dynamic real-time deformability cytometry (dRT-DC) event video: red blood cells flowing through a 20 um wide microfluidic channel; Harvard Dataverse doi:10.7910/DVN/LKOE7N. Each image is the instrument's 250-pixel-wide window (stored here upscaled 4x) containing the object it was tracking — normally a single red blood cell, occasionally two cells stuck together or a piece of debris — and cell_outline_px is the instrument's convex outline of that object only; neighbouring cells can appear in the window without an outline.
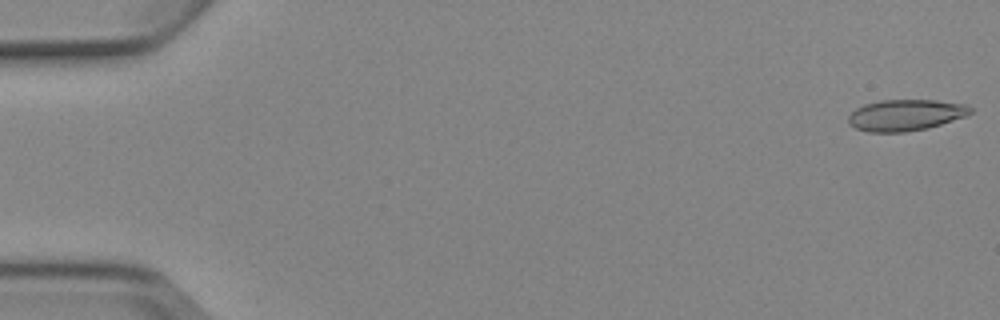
{"species": "Egyptian fruit bat (a non-hibernating species)", "species_latin": "Rousettus aegyptiacus", "temperature_condition": "cold", "stored_images_in_passage": 4, "camera_frame_rate_fps": 3000, "um_per_image_px": 0.085, "animal": {"sex": "female"}, "frame": {"image": 1, "passage_image": 1, "time_ms": 0.0, "image_size_px": [1000, 320], "cell_outline_px": [[972, 112], [968, 116], [928, 128], [904, 132], [868, 132], [856, 128], [848, 124], [848, 116], [856, 108], [864, 104], [880, 100], [936, 100], [968, 104], [972, 108]], "centroid_in_image_um": [77.0, 9.78], "position_along_channel_um": 8.0, "area_um2": 22.48}}